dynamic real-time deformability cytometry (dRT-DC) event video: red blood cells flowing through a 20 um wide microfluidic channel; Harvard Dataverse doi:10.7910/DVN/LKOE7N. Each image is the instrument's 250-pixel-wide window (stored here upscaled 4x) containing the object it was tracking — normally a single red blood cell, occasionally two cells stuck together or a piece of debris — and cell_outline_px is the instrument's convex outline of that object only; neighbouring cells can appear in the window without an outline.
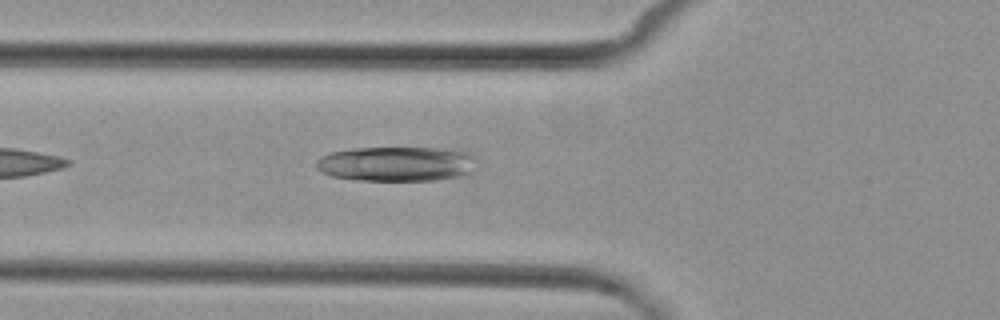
{"species": "common noctule bat (a hibernating species)", "species_latin": "Nyctalus noctula", "temperature_condition": "cold", "stored_images_in_passage": 4, "camera_frame_rate_fps": 3000, "um_per_image_px": 0.085, "animal": {"sex": "female", "body_mass_g": 29.2, "forearm_length_mm": 56.3}, "frame": {"image": 1, "passage_image": 3, "time_ms": 3.333, "image_size_px": [1000, 320], "cell_outline_px": [[476, 172], [460, 176], [436, 180], [356, 180], [332, 176], [320, 172], [316, 168], [316, 160], [320, 156], [328, 152], [352, 148], [436, 148], [468, 152], [476, 156]], "centroid_in_image_um": [33.72, 13.93], "position_along_channel_um": 92.1, "area_um2": 33.0}}